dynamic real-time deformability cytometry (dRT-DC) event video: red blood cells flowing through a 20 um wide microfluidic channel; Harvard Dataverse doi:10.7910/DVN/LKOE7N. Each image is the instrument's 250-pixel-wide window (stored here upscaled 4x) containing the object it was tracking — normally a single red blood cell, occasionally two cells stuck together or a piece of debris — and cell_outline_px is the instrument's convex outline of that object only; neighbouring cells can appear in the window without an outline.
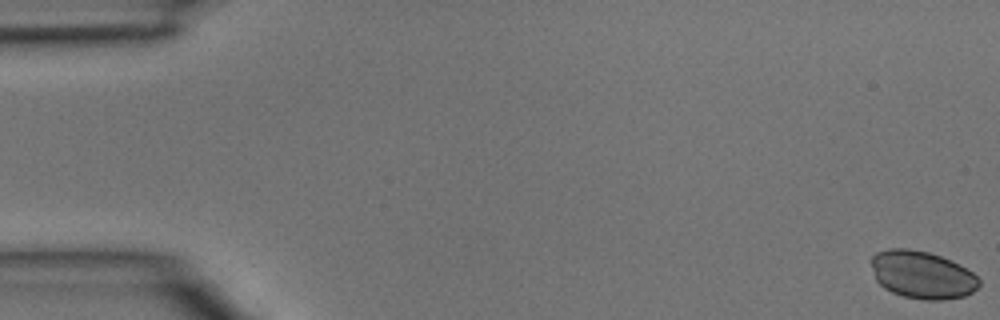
{"species": "common noctule bat (a hibernating species)", "species_latin": "Nyctalus noctula", "temperature_condition": "room temperature", "stored_images_in_passage": 6, "camera_frame_rate_fps": 3000, "um_per_image_px": 0.085, "animal": {"sex": "male", "body_mass_g": 15.6}, "frame": {"image": 1, "passage_image": 1, "time_ms": 0.0, "image_size_px": [1000, 320], "cell_outline_px": [[980, 284], [972, 292], [964, 296], [944, 300], [924, 300], [904, 296], [892, 292], [884, 288], [876, 280], [872, 268], [872, 256], [876, 252], [888, 248], [908, 248], [928, 252], [940, 256], [960, 264], [972, 272], [980, 280]], "centroid_in_image_um": [78.38, 23.35], "position_along_channel_um": 6.6, "area_um2": 29.94}}